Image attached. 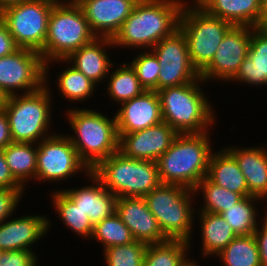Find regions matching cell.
Listing matches in <instances>:
<instances>
[{
	"label": "cell",
	"mask_w": 267,
	"mask_h": 266,
	"mask_svg": "<svg viewBox=\"0 0 267 266\" xmlns=\"http://www.w3.org/2000/svg\"><path fill=\"white\" fill-rule=\"evenodd\" d=\"M185 0H139L112 38L114 48L151 50L179 28Z\"/></svg>",
	"instance_id": "obj_1"
},
{
	"label": "cell",
	"mask_w": 267,
	"mask_h": 266,
	"mask_svg": "<svg viewBox=\"0 0 267 266\" xmlns=\"http://www.w3.org/2000/svg\"><path fill=\"white\" fill-rule=\"evenodd\" d=\"M210 133L178 134L169 149L156 161L161 184L179 185L193 190L207 177L214 152Z\"/></svg>",
	"instance_id": "obj_2"
},
{
	"label": "cell",
	"mask_w": 267,
	"mask_h": 266,
	"mask_svg": "<svg viewBox=\"0 0 267 266\" xmlns=\"http://www.w3.org/2000/svg\"><path fill=\"white\" fill-rule=\"evenodd\" d=\"M202 78L158 90L163 122L178 134L203 133L215 127L216 110L202 87Z\"/></svg>",
	"instance_id": "obj_3"
},
{
	"label": "cell",
	"mask_w": 267,
	"mask_h": 266,
	"mask_svg": "<svg viewBox=\"0 0 267 266\" xmlns=\"http://www.w3.org/2000/svg\"><path fill=\"white\" fill-rule=\"evenodd\" d=\"M73 135L66 136L77 150L79 158L92 170L101 160L118 151L115 115L110 118L99 110L74 107L65 110ZM67 114V115H66Z\"/></svg>",
	"instance_id": "obj_4"
},
{
	"label": "cell",
	"mask_w": 267,
	"mask_h": 266,
	"mask_svg": "<svg viewBox=\"0 0 267 266\" xmlns=\"http://www.w3.org/2000/svg\"><path fill=\"white\" fill-rule=\"evenodd\" d=\"M50 81L49 77H45V85L37 91L8 96L4 110L14 143L38 144L54 134L50 131L54 118L51 109L54 93L49 88Z\"/></svg>",
	"instance_id": "obj_5"
},
{
	"label": "cell",
	"mask_w": 267,
	"mask_h": 266,
	"mask_svg": "<svg viewBox=\"0 0 267 266\" xmlns=\"http://www.w3.org/2000/svg\"><path fill=\"white\" fill-rule=\"evenodd\" d=\"M91 172L117 198L144 197L161 184L157 162L128 158L119 151L101 160Z\"/></svg>",
	"instance_id": "obj_6"
},
{
	"label": "cell",
	"mask_w": 267,
	"mask_h": 266,
	"mask_svg": "<svg viewBox=\"0 0 267 266\" xmlns=\"http://www.w3.org/2000/svg\"><path fill=\"white\" fill-rule=\"evenodd\" d=\"M194 190L179 185L160 184L143 198L169 240H186L192 248V229L197 209Z\"/></svg>",
	"instance_id": "obj_7"
},
{
	"label": "cell",
	"mask_w": 267,
	"mask_h": 266,
	"mask_svg": "<svg viewBox=\"0 0 267 266\" xmlns=\"http://www.w3.org/2000/svg\"><path fill=\"white\" fill-rule=\"evenodd\" d=\"M96 38L78 4L58 0L48 20L43 62L66 60L72 53Z\"/></svg>",
	"instance_id": "obj_8"
},
{
	"label": "cell",
	"mask_w": 267,
	"mask_h": 266,
	"mask_svg": "<svg viewBox=\"0 0 267 266\" xmlns=\"http://www.w3.org/2000/svg\"><path fill=\"white\" fill-rule=\"evenodd\" d=\"M186 1L178 29L185 35L191 63L200 73L212 61L219 44L233 25L209 15L194 0Z\"/></svg>",
	"instance_id": "obj_9"
},
{
	"label": "cell",
	"mask_w": 267,
	"mask_h": 266,
	"mask_svg": "<svg viewBox=\"0 0 267 266\" xmlns=\"http://www.w3.org/2000/svg\"><path fill=\"white\" fill-rule=\"evenodd\" d=\"M57 1L28 0L0 12V17L19 48L39 53L43 51L49 16Z\"/></svg>",
	"instance_id": "obj_10"
},
{
	"label": "cell",
	"mask_w": 267,
	"mask_h": 266,
	"mask_svg": "<svg viewBox=\"0 0 267 266\" xmlns=\"http://www.w3.org/2000/svg\"><path fill=\"white\" fill-rule=\"evenodd\" d=\"M36 182L61 183L70 180L76 174L91 171L79 158L66 133L55 132L37 144ZM64 180V181H63ZM61 181V182H60Z\"/></svg>",
	"instance_id": "obj_11"
},
{
	"label": "cell",
	"mask_w": 267,
	"mask_h": 266,
	"mask_svg": "<svg viewBox=\"0 0 267 266\" xmlns=\"http://www.w3.org/2000/svg\"><path fill=\"white\" fill-rule=\"evenodd\" d=\"M44 85L45 63L39 52L19 48L0 58V89L8 96L31 93Z\"/></svg>",
	"instance_id": "obj_12"
},
{
	"label": "cell",
	"mask_w": 267,
	"mask_h": 266,
	"mask_svg": "<svg viewBox=\"0 0 267 266\" xmlns=\"http://www.w3.org/2000/svg\"><path fill=\"white\" fill-rule=\"evenodd\" d=\"M151 51L161 66L158 90L187 84L200 78V73L191 63L185 35L179 29L170 37L159 41Z\"/></svg>",
	"instance_id": "obj_13"
},
{
	"label": "cell",
	"mask_w": 267,
	"mask_h": 266,
	"mask_svg": "<svg viewBox=\"0 0 267 266\" xmlns=\"http://www.w3.org/2000/svg\"><path fill=\"white\" fill-rule=\"evenodd\" d=\"M251 27L232 26L219 44L212 61L200 72L207 84L211 80L230 83L248 55Z\"/></svg>",
	"instance_id": "obj_14"
},
{
	"label": "cell",
	"mask_w": 267,
	"mask_h": 266,
	"mask_svg": "<svg viewBox=\"0 0 267 266\" xmlns=\"http://www.w3.org/2000/svg\"><path fill=\"white\" fill-rule=\"evenodd\" d=\"M118 151L128 158L157 161L173 143L178 133L166 122L132 133H117Z\"/></svg>",
	"instance_id": "obj_15"
},
{
	"label": "cell",
	"mask_w": 267,
	"mask_h": 266,
	"mask_svg": "<svg viewBox=\"0 0 267 266\" xmlns=\"http://www.w3.org/2000/svg\"><path fill=\"white\" fill-rule=\"evenodd\" d=\"M50 224V217L40 213L16 218L11 216L0 223V251H35L34 243L36 245L46 237L52 226Z\"/></svg>",
	"instance_id": "obj_16"
},
{
	"label": "cell",
	"mask_w": 267,
	"mask_h": 266,
	"mask_svg": "<svg viewBox=\"0 0 267 266\" xmlns=\"http://www.w3.org/2000/svg\"><path fill=\"white\" fill-rule=\"evenodd\" d=\"M116 214L130 230L135 241L158 244L169 239L163 234L157 219L149 211L143 197H119Z\"/></svg>",
	"instance_id": "obj_17"
},
{
	"label": "cell",
	"mask_w": 267,
	"mask_h": 266,
	"mask_svg": "<svg viewBox=\"0 0 267 266\" xmlns=\"http://www.w3.org/2000/svg\"><path fill=\"white\" fill-rule=\"evenodd\" d=\"M139 0H83L81 7L96 37L113 38Z\"/></svg>",
	"instance_id": "obj_18"
},
{
	"label": "cell",
	"mask_w": 267,
	"mask_h": 266,
	"mask_svg": "<svg viewBox=\"0 0 267 266\" xmlns=\"http://www.w3.org/2000/svg\"><path fill=\"white\" fill-rule=\"evenodd\" d=\"M119 107L114 111L117 133H132L163 122L160 98L154 90H145Z\"/></svg>",
	"instance_id": "obj_19"
},
{
	"label": "cell",
	"mask_w": 267,
	"mask_h": 266,
	"mask_svg": "<svg viewBox=\"0 0 267 266\" xmlns=\"http://www.w3.org/2000/svg\"><path fill=\"white\" fill-rule=\"evenodd\" d=\"M86 178L91 184L58 189H61L95 225L115 213L117 197L106 189L91 171Z\"/></svg>",
	"instance_id": "obj_20"
},
{
	"label": "cell",
	"mask_w": 267,
	"mask_h": 266,
	"mask_svg": "<svg viewBox=\"0 0 267 266\" xmlns=\"http://www.w3.org/2000/svg\"><path fill=\"white\" fill-rule=\"evenodd\" d=\"M224 146L235 158L245 176L249 196L267 201V146ZM242 147V148H241Z\"/></svg>",
	"instance_id": "obj_21"
},
{
	"label": "cell",
	"mask_w": 267,
	"mask_h": 266,
	"mask_svg": "<svg viewBox=\"0 0 267 266\" xmlns=\"http://www.w3.org/2000/svg\"><path fill=\"white\" fill-rule=\"evenodd\" d=\"M110 47L111 49L114 47L112 38L96 37L72 53L66 61L99 86L103 81H106L115 64L107 52Z\"/></svg>",
	"instance_id": "obj_22"
},
{
	"label": "cell",
	"mask_w": 267,
	"mask_h": 266,
	"mask_svg": "<svg viewBox=\"0 0 267 266\" xmlns=\"http://www.w3.org/2000/svg\"><path fill=\"white\" fill-rule=\"evenodd\" d=\"M231 82L267 87V26L251 27L248 55Z\"/></svg>",
	"instance_id": "obj_23"
},
{
	"label": "cell",
	"mask_w": 267,
	"mask_h": 266,
	"mask_svg": "<svg viewBox=\"0 0 267 266\" xmlns=\"http://www.w3.org/2000/svg\"><path fill=\"white\" fill-rule=\"evenodd\" d=\"M209 15L234 26H261L260 0H194Z\"/></svg>",
	"instance_id": "obj_24"
},
{
	"label": "cell",
	"mask_w": 267,
	"mask_h": 266,
	"mask_svg": "<svg viewBox=\"0 0 267 266\" xmlns=\"http://www.w3.org/2000/svg\"><path fill=\"white\" fill-rule=\"evenodd\" d=\"M198 212V213H197ZM200 222L201 257H216L234 238L236 233L220 214L198 211Z\"/></svg>",
	"instance_id": "obj_25"
},
{
	"label": "cell",
	"mask_w": 267,
	"mask_h": 266,
	"mask_svg": "<svg viewBox=\"0 0 267 266\" xmlns=\"http://www.w3.org/2000/svg\"><path fill=\"white\" fill-rule=\"evenodd\" d=\"M207 178L217 186L243 197L249 196L245 176L235 158L225 148L212 153Z\"/></svg>",
	"instance_id": "obj_26"
},
{
	"label": "cell",
	"mask_w": 267,
	"mask_h": 266,
	"mask_svg": "<svg viewBox=\"0 0 267 266\" xmlns=\"http://www.w3.org/2000/svg\"><path fill=\"white\" fill-rule=\"evenodd\" d=\"M53 63L54 65H56L55 63L65 64V68L62 72L60 70L56 79H54L55 81L53 80V82H57L56 89L59 91V94H62V98L65 100L68 99L67 101L70 100L71 103L75 102L80 104L82 101L85 103L90 97L92 98L94 94L93 92L96 93L95 89H97L96 87H98V85L88 79L82 72L76 70L66 60L46 62L45 77H49V75L51 76L49 71L51 69L50 67H53Z\"/></svg>",
	"instance_id": "obj_27"
},
{
	"label": "cell",
	"mask_w": 267,
	"mask_h": 266,
	"mask_svg": "<svg viewBox=\"0 0 267 266\" xmlns=\"http://www.w3.org/2000/svg\"><path fill=\"white\" fill-rule=\"evenodd\" d=\"M6 162L13 177L26 189L29 181L36 180L37 144L11 143L3 149Z\"/></svg>",
	"instance_id": "obj_28"
},
{
	"label": "cell",
	"mask_w": 267,
	"mask_h": 266,
	"mask_svg": "<svg viewBox=\"0 0 267 266\" xmlns=\"http://www.w3.org/2000/svg\"><path fill=\"white\" fill-rule=\"evenodd\" d=\"M112 68L107 76L106 93L116 105L129 101L136 96L141 95L146 89L140 84L134 69L128 63H121V66Z\"/></svg>",
	"instance_id": "obj_29"
},
{
	"label": "cell",
	"mask_w": 267,
	"mask_h": 266,
	"mask_svg": "<svg viewBox=\"0 0 267 266\" xmlns=\"http://www.w3.org/2000/svg\"><path fill=\"white\" fill-rule=\"evenodd\" d=\"M51 205L56 209L54 212L58 214L57 217L61 220L64 227L76 233V236L82 239H91L93 233V224L89 217L76 207L75 203L61 190L55 189L51 191ZM90 238V239H89Z\"/></svg>",
	"instance_id": "obj_30"
},
{
	"label": "cell",
	"mask_w": 267,
	"mask_h": 266,
	"mask_svg": "<svg viewBox=\"0 0 267 266\" xmlns=\"http://www.w3.org/2000/svg\"><path fill=\"white\" fill-rule=\"evenodd\" d=\"M258 201L262 204L263 200L254 196H245L234 206L220 214L237 236L254 234L261 221L258 218V216H261L259 215L260 212L257 211L259 207L256 205Z\"/></svg>",
	"instance_id": "obj_31"
},
{
	"label": "cell",
	"mask_w": 267,
	"mask_h": 266,
	"mask_svg": "<svg viewBox=\"0 0 267 266\" xmlns=\"http://www.w3.org/2000/svg\"><path fill=\"white\" fill-rule=\"evenodd\" d=\"M190 252V242L186 240L148 244L143 266H183L190 260Z\"/></svg>",
	"instance_id": "obj_32"
},
{
	"label": "cell",
	"mask_w": 267,
	"mask_h": 266,
	"mask_svg": "<svg viewBox=\"0 0 267 266\" xmlns=\"http://www.w3.org/2000/svg\"><path fill=\"white\" fill-rule=\"evenodd\" d=\"M193 190L195 196L201 195L203 198V205L199 208L201 212L221 214L243 198L241 194L217 186L207 177H204Z\"/></svg>",
	"instance_id": "obj_33"
},
{
	"label": "cell",
	"mask_w": 267,
	"mask_h": 266,
	"mask_svg": "<svg viewBox=\"0 0 267 266\" xmlns=\"http://www.w3.org/2000/svg\"><path fill=\"white\" fill-rule=\"evenodd\" d=\"M216 257L224 266H261L254 235L237 236Z\"/></svg>",
	"instance_id": "obj_34"
},
{
	"label": "cell",
	"mask_w": 267,
	"mask_h": 266,
	"mask_svg": "<svg viewBox=\"0 0 267 266\" xmlns=\"http://www.w3.org/2000/svg\"><path fill=\"white\" fill-rule=\"evenodd\" d=\"M91 240H96V242L100 243L103 247L102 251H104L111 246L131 243L134 238L115 212L93 226Z\"/></svg>",
	"instance_id": "obj_35"
},
{
	"label": "cell",
	"mask_w": 267,
	"mask_h": 266,
	"mask_svg": "<svg viewBox=\"0 0 267 266\" xmlns=\"http://www.w3.org/2000/svg\"><path fill=\"white\" fill-rule=\"evenodd\" d=\"M147 244L133 241L111 246L103 251L106 266H143Z\"/></svg>",
	"instance_id": "obj_36"
},
{
	"label": "cell",
	"mask_w": 267,
	"mask_h": 266,
	"mask_svg": "<svg viewBox=\"0 0 267 266\" xmlns=\"http://www.w3.org/2000/svg\"><path fill=\"white\" fill-rule=\"evenodd\" d=\"M134 69L140 84L146 90L158 91V76L161 66L151 50H140L132 61L128 62Z\"/></svg>",
	"instance_id": "obj_37"
},
{
	"label": "cell",
	"mask_w": 267,
	"mask_h": 266,
	"mask_svg": "<svg viewBox=\"0 0 267 266\" xmlns=\"http://www.w3.org/2000/svg\"><path fill=\"white\" fill-rule=\"evenodd\" d=\"M26 189L0 188V223L16 213Z\"/></svg>",
	"instance_id": "obj_38"
},
{
	"label": "cell",
	"mask_w": 267,
	"mask_h": 266,
	"mask_svg": "<svg viewBox=\"0 0 267 266\" xmlns=\"http://www.w3.org/2000/svg\"><path fill=\"white\" fill-rule=\"evenodd\" d=\"M36 253L28 250L1 251L0 266H38L40 258Z\"/></svg>",
	"instance_id": "obj_39"
},
{
	"label": "cell",
	"mask_w": 267,
	"mask_h": 266,
	"mask_svg": "<svg viewBox=\"0 0 267 266\" xmlns=\"http://www.w3.org/2000/svg\"><path fill=\"white\" fill-rule=\"evenodd\" d=\"M264 213L258 227L254 232V237L257 242L261 266H267V214Z\"/></svg>",
	"instance_id": "obj_40"
},
{
	"label": "cell",
	"mask_w": 267,
	"mask_h": 266,
	"mask_svg": "<svg viewBox=\"0 0 267 266\" xmlns=\"http://www.w3.org/2000/svg\"><path fill=\"white\" fill-rule=\"evenodd\" d=\"M0 188L25 189L13 177L3 154V149H0Z\"/></svg>",
	"instance_id": "obj_41"
},
{
	"label": "cell",
	"mask_w": 267,
	"mask_h": 266,
	"mask_svg": "<svg viewBox=\"0 0 267 266\" xmlns=\"http://www.w3.org/2000/svg\"><path fill=\"white\" fill-rule=\"evenodd\" d=\"M18 49L19 47L9 33L3 19L0 17V58L11 55Z\"/></svg>",
	"instance_id": "obj_42"
},
{
	"label": "cell",
	"mask_w": 267,
	"mask_h": 266,
	"mask_svg": "<svg viewBox=\"0 0 267 266\" xmlns=\"http://www.w3.org/2000/svg\"><path fill=\"white\" fill-rule=\"evenodd\" d=\"M13 143L9 121L5 110L0 111V149H4L8 144Z\"/></svg>",
	"instance_id": "obj_43"
},
{
	"label": "cell",
	"mask_w": 267,
	"mask_h": 266,
	"mask_svg": "<svg viewBox=\"0 0 267 266\" xmlns=\"http://www.w3.org/2000/svg\"><path fill=\"white\" fill-rule=\"evenodd\" d=\"M261 1V26L267 25V0Z\"/></svg>",
	"instance_id": "obj_44"
},
{
	"label": "cell",
	"mask_w": 267,
	"mask_h": 266,
	"mask_svg": "<svg viewBox=\"0 0 267 266\" xmlns=\"http://www.w3.org/2000/svg\"><path fill=\"white\" fill-rule=\"evenodd\" d=\"M28 0H0V12L7 7L26 2Z\"/></svg>",
	"instance_id": "obj_45"
},
{
	"label": "cell",
	"mask_w": 267,
	"mask_h": 266,
	"mask_svg": "<svg viewBox=\"0 0 267 266\" xmlns=\"http://www.w3.org/2000/svg\"><path fill=\"white\" fill-rule=\"evenodd\" d=\"M8 95L5 94L1 89H0V111L4 109L6 106V101H7Z\"/></svg>",
	"instance_id": "obj_46"
},
{
	"label": "cell",
	"mask_w": 267,
	"mask_h": 266,
	"mask_svg": "<svg viewBox=\"0 0 267 266\" xmlns=\"http://www.w3.org/2000/svg\"><path fill=\"white\" fill-rule=\"evenodd\" d=\"M198 263L199 262H197V261L195 262L194 259L190 258V260L186 264H184L183 266H200Z\"/></svg>",
	"instance_id": "obj_47"
},
{
	"label": "cell",
	"mask_w": 267,
	"mask_h": 266,
	"mask_svg": "<svg viewBox=\"0 0 267 266\" xmlns=\"http://www.w3.org/2000/svg\"><path fill=\"white\" fill-rule=\"evenodd\" d=\"M61 1L66 2V3H70V4H79L83 0H61Z\"/></svg>",
	"instance_id": "obj_48"
}]
</instances>
